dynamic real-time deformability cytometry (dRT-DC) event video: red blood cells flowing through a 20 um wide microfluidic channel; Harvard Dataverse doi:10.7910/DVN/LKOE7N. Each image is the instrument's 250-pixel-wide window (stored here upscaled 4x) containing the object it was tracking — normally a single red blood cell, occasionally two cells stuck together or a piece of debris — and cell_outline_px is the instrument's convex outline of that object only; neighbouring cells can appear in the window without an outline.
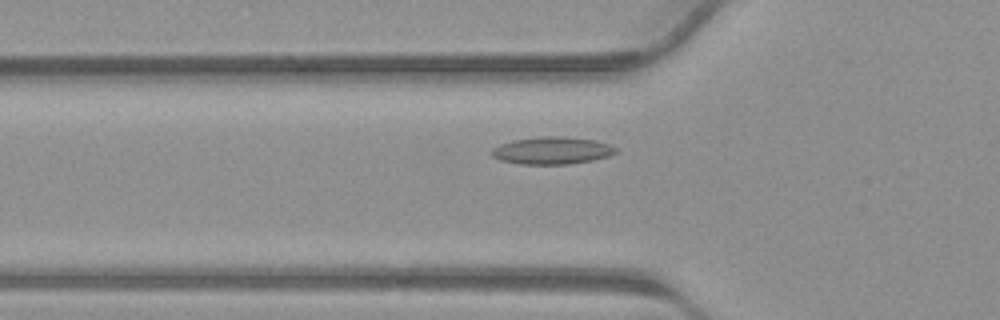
{"species": "common noctule bat (a hibernating species)", "species_latin": "Nyctalus noctula", "temperature_condition": "warm", "stored_images_in_passage": 39, "camera_frame_rate_fps": 3000, "um_per_image_px": 0.085, "animal": {"sex": "male", "body_mass_g": 23.1, "forearm_length_mm": 52.7}, "frame": {"image": 1, "passage_image": 12, "time_ms": 3.667, "image_size_px": [1000, 320], "cell_outline_px": [[616, 152], [608, 156], [592, 160], [568, 164], [520, 164], [500, 160], [492, 156], [488, 152], [492, 148], [500, 144], [512, 140], [540, 136], [564, 136], [592, 140], [608, 144], [616, 148]], "centroid_in_image_um": [46.85, 12.79], "position_along_channel_um": 78.9, "area_um2": 19.77}}
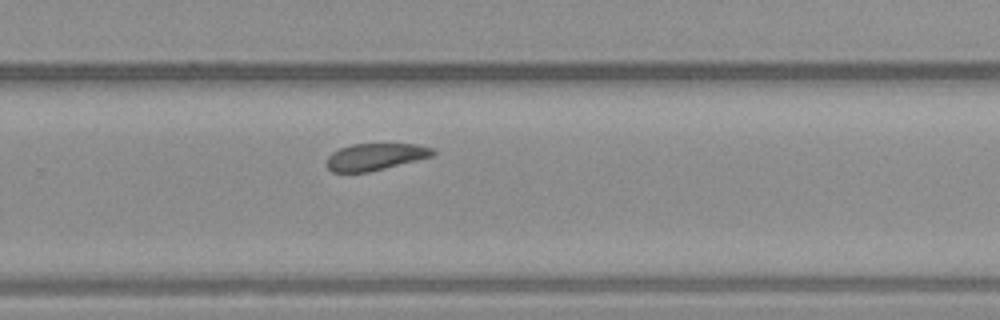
{"frame": {"image": 2, "passage_image": 25, "time_ms": 8.0, "image_size_px": [1000, 320], "cell_outline_px": [[436, 152], [432, 156], [368, 172], [332, 172], [328, 168], [328, 156], [332, 152], [340, 148], [352, 144], [416, 144], [432, 148]], "centroid_in_image_um": [31.89, 13.32], "position_along_channel_um": 297.9, "area_um2": 16.36}}
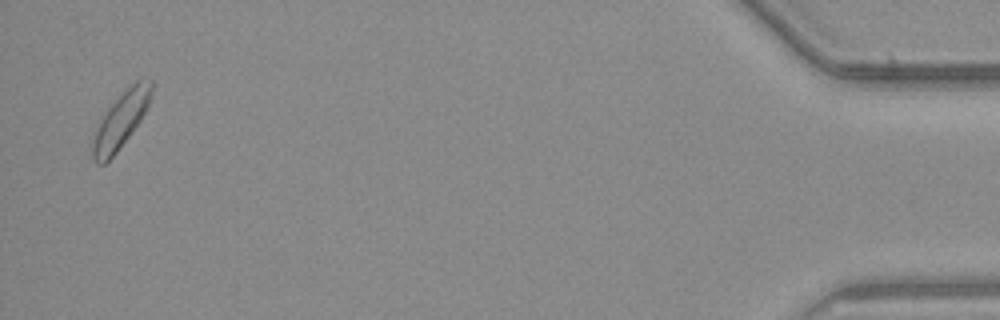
{"frame": {"image": 3, "passage_image": 38, "time_ms": 12.333, "image_size_px": [1000, 320], "cell_outline_px": [[152, 96], [140, 120], [116, 152], [104, 164], [96, 164], [92, 160], [88, 144], [100, 120], [108, 108], [124, 88], [136, 80], [152, 80]], "centroid_in_image_um": [10.19, 10.24], "position_along_channel_um": 425.0, "area_um2": 19.31}}